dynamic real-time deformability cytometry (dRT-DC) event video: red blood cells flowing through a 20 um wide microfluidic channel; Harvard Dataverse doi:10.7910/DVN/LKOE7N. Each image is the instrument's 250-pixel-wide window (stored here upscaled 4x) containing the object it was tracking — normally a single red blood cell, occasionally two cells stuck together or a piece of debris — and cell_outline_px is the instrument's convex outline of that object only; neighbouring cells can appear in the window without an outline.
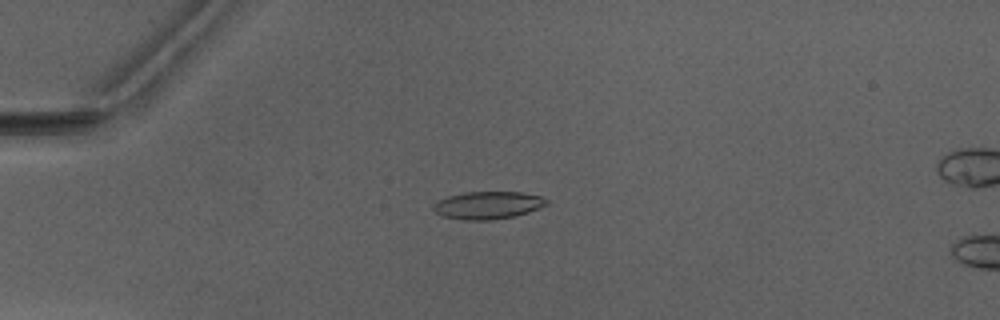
{"species": "Egyptian fruit bat (a non-hibernating species)", "species_latin": "Rousettus aegyptiacus", "temperature_condition": "warm", "stored_images_in_passage": 4, "camera_frame_rate_fps": 3000, "um_per_image_px": 0.085, "animal": {"sex": "male"}, "frame": {"image": 1, "passage_image": 3, "time_ms": 2.333, "image_size_px": [1000, 320], "cell_outline_px": [[548, 204], [528, 212], [512, 216], [492, 220], [464, 220], [440, 216], [432, 208], [432, 204], [436, 200], [448, 196], [464, 192], [520, 192], [540, 196], [548, 200]], "centroid_in_image_um": [41.41, 17.44], "position_along_channel_um": 43.6, "area_um2": 18.26}}